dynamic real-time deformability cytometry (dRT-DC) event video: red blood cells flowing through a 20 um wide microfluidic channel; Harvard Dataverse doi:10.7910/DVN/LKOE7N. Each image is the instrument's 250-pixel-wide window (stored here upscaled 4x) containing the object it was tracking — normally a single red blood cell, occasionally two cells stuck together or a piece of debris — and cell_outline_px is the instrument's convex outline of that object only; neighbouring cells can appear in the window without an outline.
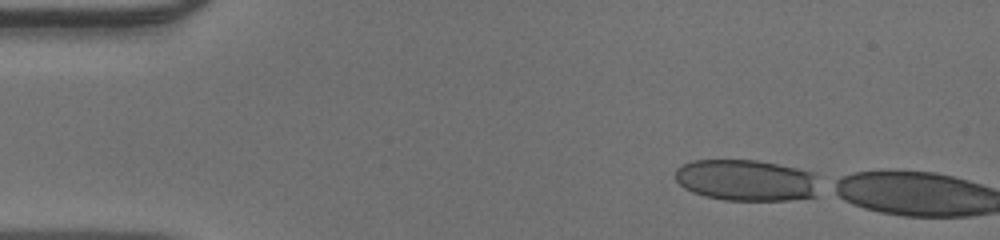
{"species": "human", "species_latin": "Homo sapiens", "temperature_condition": "warm", "stored_images_in_passage": 3, "camera_frame_rate_fps": 3000, "um_per_image_px": 0.085, "donor": {"sex": "male"}, "frame": {"image": 1, "passage_image": 1, "time_ms": 0.0, "image_size_px": [1000, 240], "cell_outline_px": [[816, 196], [788, 200], [724, 200], [704, 196], [692, 192], [684, 188], [676, 180], [676, 168], [680, 164], [692, 160], [756, 160], [796, 168], [812, 172], [816, 176]], "centroid_in_image_um": [63.39, 15.32], "position_along_channel_um": 21.6, "area_um2": 34.68}}